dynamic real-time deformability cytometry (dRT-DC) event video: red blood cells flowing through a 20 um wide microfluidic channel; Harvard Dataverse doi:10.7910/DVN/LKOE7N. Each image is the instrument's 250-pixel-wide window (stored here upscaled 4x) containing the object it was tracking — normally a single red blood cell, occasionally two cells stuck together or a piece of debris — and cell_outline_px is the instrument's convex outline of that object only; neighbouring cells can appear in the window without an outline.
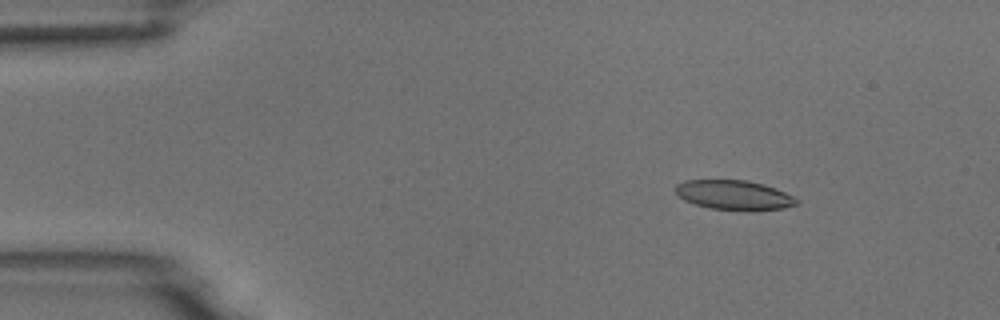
{"species": "common noctule bat (a hibernating species)", "species_latin": "Nyctalus noctula", "temperature_condition": "room temperature", "stored_images_in_passage": 5, "camera_frame_rate_fps": 3000, "um_per_image_px": 0.085, "animal": {"sex": "male", "body_mass_g": 18.8}, "frame": {"image": 1, "passage_image": 2, "time_ms": 2.0, "image_size_px": [1000, 320], "cell_outline_px": [[800, 204], [784, 208], [752, 212], [708, 208], [684, 200], [676, 192], [676, 184], [684, 180], [748, 180], [764, 184], [776, 188], [800, 200]], "centroid_in_image_um": [62.45, 16.6], "position_along_channel_um": 22.6, "area_um2": 21.27}}
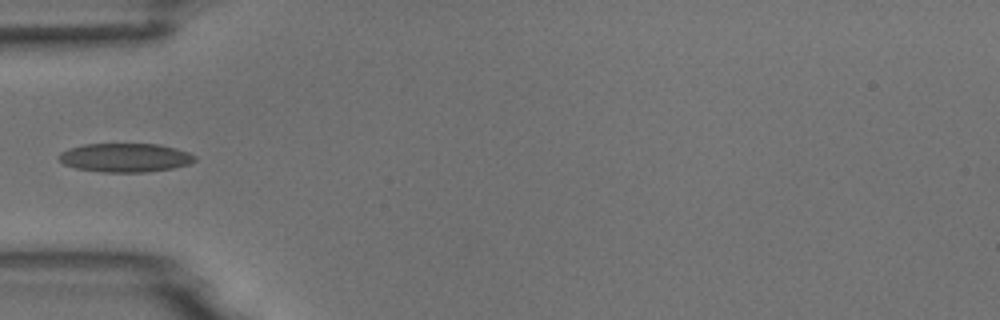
{"frame": {"image": 2, "passage_image": 5, "time_ms": 5.333, "image_size_px": [1000, 320], "cell_outline_px": [[196, 160], [188, 164], [172, 168], [144, 172], [100, 172], [76, 168], [64, 164], [56, 156], [60, 152], [68, 148], [84, 144], [160, 144], [176, 148], [188, 152], [196, 156]], "centroid_in_image_um": [10.61, 13.39], "position_along_channel_um": 74.4, "area_um2": 22.89}}